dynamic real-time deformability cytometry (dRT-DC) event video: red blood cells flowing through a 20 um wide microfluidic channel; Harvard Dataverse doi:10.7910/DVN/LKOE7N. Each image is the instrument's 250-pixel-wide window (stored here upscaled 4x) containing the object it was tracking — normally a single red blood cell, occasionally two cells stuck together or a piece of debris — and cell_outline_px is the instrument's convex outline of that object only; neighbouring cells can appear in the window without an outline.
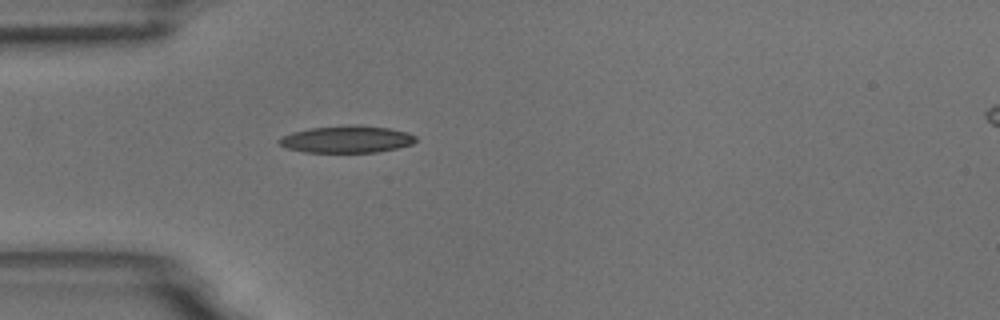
{"species": "common noctule bat (a hibernating species)", "species_latin": "Nyctalus noctula", "temperature_condition": "room temperature", "stored_images_in_passage": 7, "camera_frame_rate_fps": 3000, "um_per_image_px": 0.085, "animal": {"sex": "male", "body_mass_g": 18.8}, "frame": {"image": 1, "passage_image": 7, "time_ms": 6.667, "image_size_px": [1000, 320], "cell_outline_px": [[416, 140], [412, 144], [396, 148], [376, 152], [304, 152], [288, 148], [280, 144], [276, 140], [280, 136], [292, 132], [308, 128], [352, 124], [356, 124], [388, 128], [408, 132], [416, 136]], "centroid_in_image_um": [29.44, 11.82], "position_along_channel_um": 55.6, "area_um2": 21.68}}